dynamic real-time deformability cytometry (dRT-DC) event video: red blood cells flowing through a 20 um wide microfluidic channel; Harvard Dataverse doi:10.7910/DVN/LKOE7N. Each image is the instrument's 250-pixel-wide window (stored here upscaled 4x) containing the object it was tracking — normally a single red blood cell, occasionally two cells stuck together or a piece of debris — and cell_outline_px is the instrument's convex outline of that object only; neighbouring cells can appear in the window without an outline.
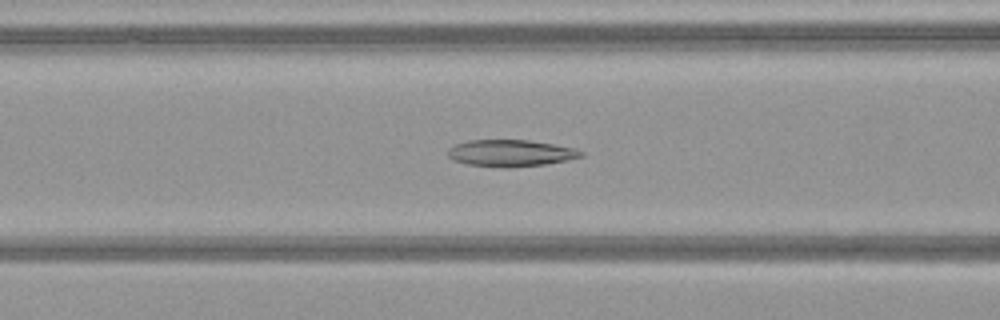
{"species": "common noctule bat (a hibernating species)", "species_latin": "Nyctalus noctula", "temperature_condition": "warm", "stored_images_in_passage": 43, "camera_frame_rate_fps": 3000, "um_per_image_px": 0.085, "animal": {"sex": "female", "body_mass_g": 21.9}, "frame": {"image": 1, "passage_image": 13, "time_ms": 4.0, "image_size_px": [1000, 320], "cell_outline_px": [[584, 156], [568, 160], [544, 164], [508, 168], [468, 164], [452, 160], [448, 156], [448, 148], [456, 144], [468, 140], [528, 140], [576, 148], [584, 152]], "centroid_in_image_um": [43.41, 13.01], "position_along_channel_um": 123.2, "area_um2": 20.75}}
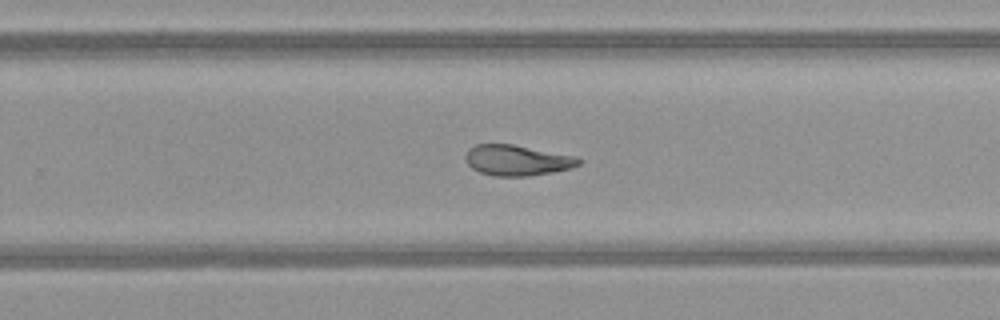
{"frame": {"image": 2, "passage_image": 25, "time_ms": 8.0, "image_size_px": [1000, 320], "cell_outline_px": [[584, 160], [580, 164], [572, 168], [552, 172], [528, 176], [492, 176], [480, 172], [472, 168], [468, 164], [464, 156], [468, 148], [476, 144], [512, 144], [576, 156]], "centroid_in_image_um": [43.96, 13.62], "position_along_channel_um": 285.8, "area_um2": 20.35}}
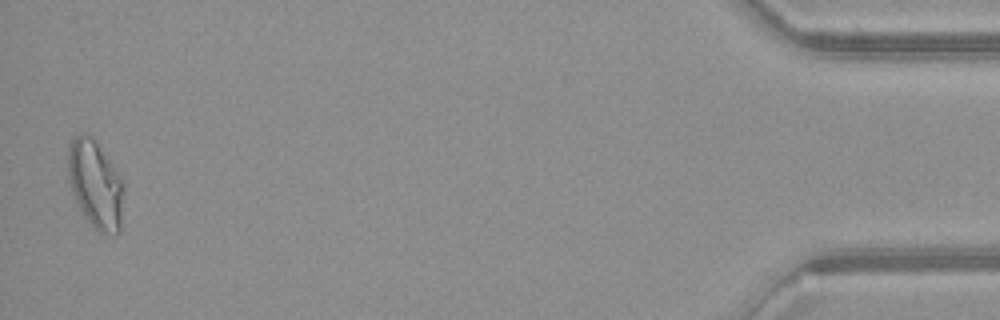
{"frame": {"image": 3, "passage_image": 42, "time_ms": 13.667, "image_size_px": [1000, 320], "cell_outline_px": [[124, 192], [120, 232], [100, 232], [92, 228], [84, 216], [72, 192], [68, 180], [68, 144], [76, 136], [92, 136], [120, 176], [124, 184]], "centroid_in_image_um": [8.11, 15.7], "position_along_channel_um": 427.1, "area_um2": 28.26}, "authors_computed_cell_mechanics": {"area_um2": 21.5594, "velocity_mm_per_s": 4.0653, "shape_relaxation_time_tau1_ms": null, "shape_relaxation_time_tau2_ms": 2.9551, "deformation_change_tau1": null, "deformation_change_tau2": 0.0938}}